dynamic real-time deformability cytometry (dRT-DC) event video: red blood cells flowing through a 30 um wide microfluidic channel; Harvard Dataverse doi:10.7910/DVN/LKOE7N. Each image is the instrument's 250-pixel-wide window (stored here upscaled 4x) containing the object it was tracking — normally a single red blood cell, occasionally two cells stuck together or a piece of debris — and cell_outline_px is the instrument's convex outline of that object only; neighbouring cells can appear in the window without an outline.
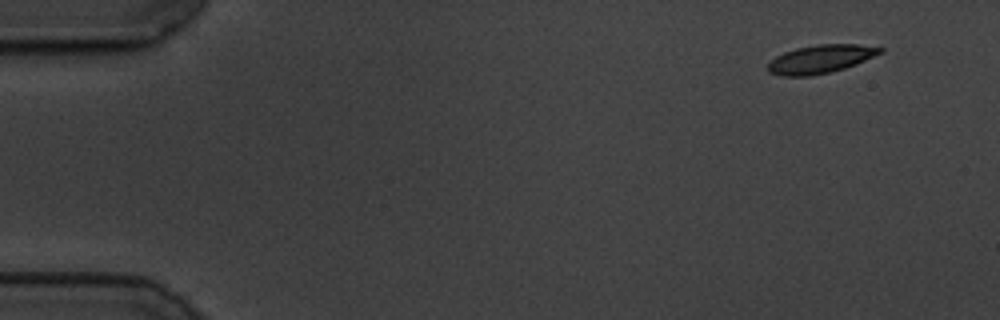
{"species": "common noctule bat (a hibernating species)", "species_latin": "Nyctalus noctula", "temperature_condition": "cold", "stored_images_in_passage": 10, "camera_frame_rate_fps": 3000, "um_per_image_px": 0.085, "animal": {"sex": "male", "body_mass_g": 19.5, "forearm_length_mm": 54.6}, "frame": {"image": 1, "passage_image": 1, "time_ms": 0.0, "image_size_px": [1000, 320], "cell_outline_px": [[884, 52], [856, 64], [844, 68], [812, 76], [780, 76], [768, 72], [768, 64], [776, 56], [784, 52], [796, 48], [816, 44], [856, 44], [884, 48]], "centroid_in_image_um": [69.74, 5.02], "position_along_channel_um": 15.3, "area_um2": 18.5}}